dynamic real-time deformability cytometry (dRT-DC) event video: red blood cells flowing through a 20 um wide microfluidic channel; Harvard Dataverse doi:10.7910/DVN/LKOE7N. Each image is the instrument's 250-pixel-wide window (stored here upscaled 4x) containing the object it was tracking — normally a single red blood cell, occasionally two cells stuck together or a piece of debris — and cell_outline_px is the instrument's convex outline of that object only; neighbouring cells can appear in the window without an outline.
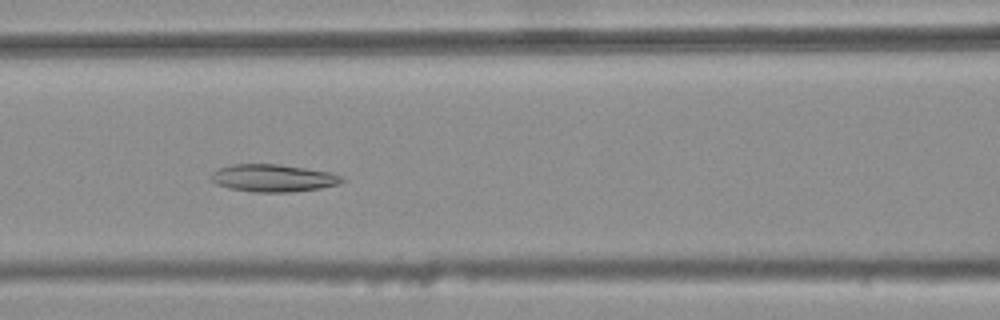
{"species": "common noctule bat (a hibernating species)", "species_latin": "Nyctalus noctula", "temperature_condition": "warm", "stored_images_in_passage": 42, "camera_frame_rate_fps": 3000, "um_per_image_px": 0.085, "animal": {"sex": "female", "body_mass_g": 25.1}, "frame": {"image": 1, "passage_image": 20, "time_ms": 6.333, "image_size_px": [1000, 320], "cell_outline_px": [[348, 180], [340, 184], [320, 188], [292, 192], [256, 192], [228, 188], [216, 184], [212, 180], [212, 172], [220, 168], [232, 164], [276, 164], [332, 172]], "centroid_in_image_um": [23.26, 15.14], "position_along_channel_um": 143.3, "area_um2": 20.92}}
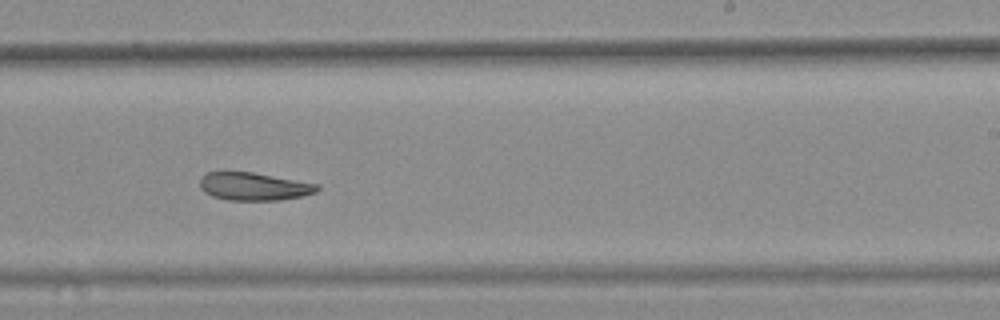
{"frame": {"image": 2, "passage_image": 30, "time_ms": 9.667, "image_size_px": [1000, 320], "cell_outline_px": [[320, 188], [316, 192], [304, 196], [280, 200], [228, 200], [212, 196], [204, 192], [200, 188], [200, 180], [208, 172], [252, 172], [320, 184]], "centroid_in_image_um": [21.62, 15.86], "position_along_channel_um": 267.4, "area_um2": 19.07}}
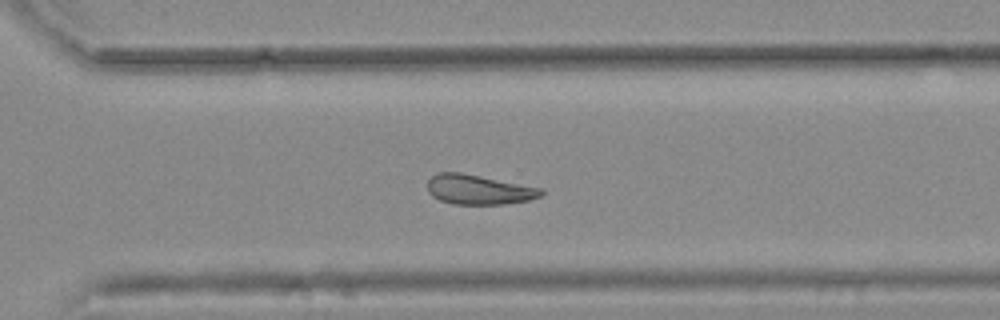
{"frame": {"image": 3, "passage_image": 35, "time_ms": 11.333, "image_size_px": [1000, 320], "cell_outline_px": [[544, 192], [540, 196], [528, 200], [504, 204], [452, 204], [440, 200], [432, 196], [428, 192], [428, 180], [436, 172], [460, 172], [544, 188]], "centroid_in_image_um": [40.69, 16.11], "position_along_channel_um": 329.9, "area_um2": 19.77}}